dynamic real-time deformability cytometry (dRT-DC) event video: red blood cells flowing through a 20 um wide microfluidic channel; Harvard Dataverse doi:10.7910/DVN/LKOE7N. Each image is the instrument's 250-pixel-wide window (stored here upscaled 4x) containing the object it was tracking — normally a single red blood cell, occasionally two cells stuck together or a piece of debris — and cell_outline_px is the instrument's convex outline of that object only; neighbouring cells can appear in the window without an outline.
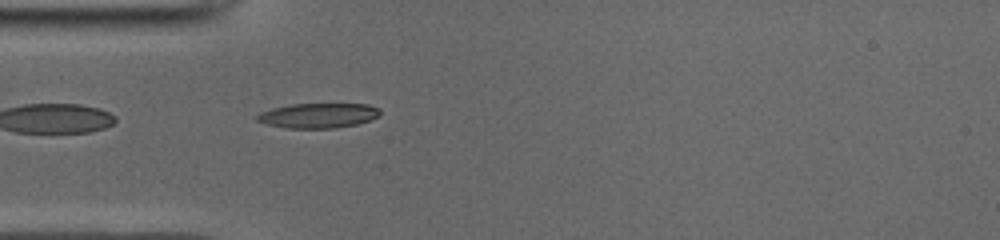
{"species": "common noctule bat (a hibernating species)", "species_latin": "Nyctalus noctula", "temperature_condition": "cold", "stored_images_in_passage": 37, "camera_frame_rate_fps": 3000, "um_per_image_px": 0.085, "animal": {"sex": "male", "body_mass_g": 19.0, "forearm_length_mm": 50.8}, "frame": {"image": 1, "passage_image": 1, "time_ms": 0.0, "image_size_px": [1000, 240], "cell_outline_px": [[380, 116], [372, 120], [356, 124], [336, 128], [288, 128], [268, 124], [256, 120], [256, 116], [260, 112], [272, 108], [292, 104], [368, 104], [380, 108]], "centroid_in_image_um": [27.09, 9.82], "position_along_channel_um": 57.9, "area_um2": 17.86}}
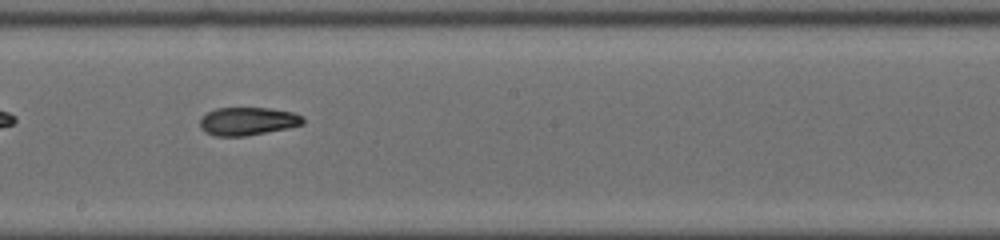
{"frame": {"image": 2, "passage_image": 14, "time_ms": 4.333, "image_size_px": [1000, 240], "cell_outline_px": [[304, 124], [288, 128], [244, 136], [216, 136], [200, 128], [200, 120], [208, 112], [216, 108], [268, 108], [292, 112], [304, 116]], "centroid_in_image_um": [21.09, 10.3], "position_along_channel_um": 227.1, "area_um2": 16.7}}
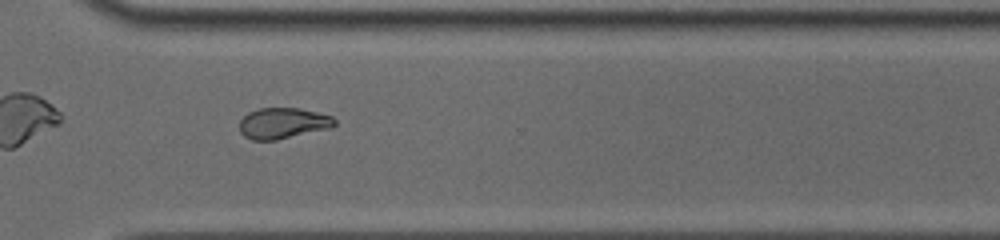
{"frame": {"image": 3, "passage_image": 23, "time_ms": 7.333, "image_size_px": [1000, 240], "cell_outline_px": [[336, 124], [332, 128], [276, 140], [252, 140], [244, 136], [240, 132], [240, 120], [248, 112], [260, 108], [300, 108], [332, 116], [336, 120]], "centroid_in_image_um": [24.06, 10.47], "position_along_channel_um": 346.5, "area_um2": 17.22}, "authors_computed_cell_mechanics": {"area_um2": 17.5134, "velocity_mm_per_s": 3.9555, "shape_relaxation_time_tau1_ms": null, "shape_relaxation_time_tau2_ms": 4.9854, "deformation_change_tau1": null, "deformation_change_tau2": 0.0932}}